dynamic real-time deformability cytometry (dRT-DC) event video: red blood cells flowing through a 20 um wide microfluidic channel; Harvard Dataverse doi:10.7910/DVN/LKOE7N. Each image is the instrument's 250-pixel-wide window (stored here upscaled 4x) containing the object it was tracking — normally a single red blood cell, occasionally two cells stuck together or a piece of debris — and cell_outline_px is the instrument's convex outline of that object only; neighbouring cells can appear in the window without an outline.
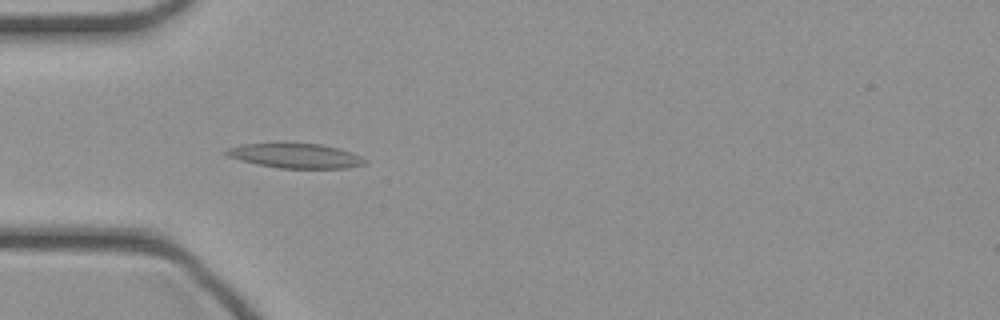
{"species": "common noctule bat (a hibernating species)", "species_latin": "Nyctalus noctula", "temperature_condition": "cold", "stored_images_in_passage": 9, "camera_frame_rate_fps": 3000, "um_per_image_px": 0.085, "animal": {"sex": "female", "body_mass_g": 21.9}, "frame": {"image": 1, "passage_image": 4, "time_ms": 1.0, "image_size_px": [1000, 320], "cell_outline_px": [[368, 164], [348, 168], [280, 168], [256, 164], [228, 156], [224, 152], [228, 148], [240, 144], [320, 144], [340, 148], [352, 152], [368, 160]], "centroid_in_image_um": [25.19, 13.25], "position_along_channel_um": 59.8, "area_um2": 19.77}}